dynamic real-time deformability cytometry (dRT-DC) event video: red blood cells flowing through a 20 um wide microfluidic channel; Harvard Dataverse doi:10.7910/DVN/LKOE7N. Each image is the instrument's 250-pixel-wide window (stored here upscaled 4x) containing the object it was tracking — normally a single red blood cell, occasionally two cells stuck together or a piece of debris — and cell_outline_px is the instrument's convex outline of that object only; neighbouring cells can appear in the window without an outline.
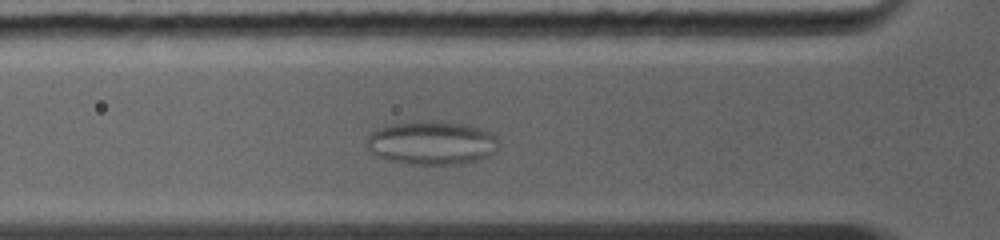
{"species": "common noctule bat (a hibernating species)", "species_latin": "Nyctalus noctula", "temperature_condition": "warm", "stored_images_in_passage": 34, "camera_frame_rate_fps": 5000, "um_per_image_px": 0.085, "animal": {"sex": "female", "body_mass_g": 19.0, "forearm_length_mm": 56.7}, "frame": {"image": 1, "passage_image": 9, "time_ms": 2.6, "image_size_px": [1000, 240], "cell_outline_px": [[500, 144], [496, 152], [488, 156], [476, 160], [460, 164], [408, 164], [388, 160], [376, 156], [368, 148], [368, 136], [372, 132], [380, 128], [392, 124], [464, 124], [496, 132]], "centroid_in_image_um": [36.78, 12.2], "position_along_channel_um": 89.0, "area_um2": 32.71}}
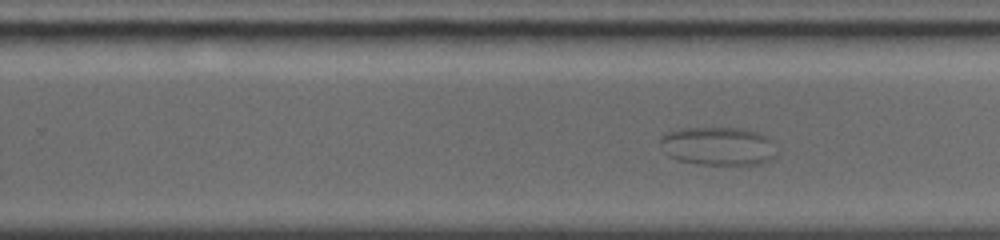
{"frame": {"image": 2, "passage_image": 22, "time_ms": 7.2, "image_size_px": [1000, 240], "cell_outline_px": [[780, 152], [772, 160], [760, 164], [696, 164], [676, 160], [668, 156], [664, 152], [660, 144], [660, 140], [668, 132], [680, 128], [736, 128], [756, 132], [776, 140]], "centroid_in_image_um": [61.12, 12.43], "position_along_channel_um": 268.7, "area_um2": 26.59}}
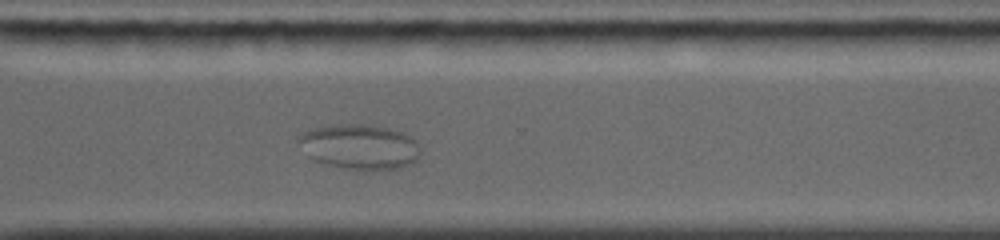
{"frame": {"image": 3, "passage_image": 27, "time_ms": 9.0, "image_size_px": [1000, 240], "cell_outline_px": [[420, 152], [416, 160], [400, 168], [352, 168], [328, 164], [312, 160], [308, 156], [296, 140], [296, 136], [304, 132], [316, 128], [344, 124], [360, 124], [388, 128], [404, 132], [416, 140], [420, 144]], "centroid_in_image_um": [30.57, 12.45], "position_along_channel_um": 340.0, "area_um2": 31.39}}